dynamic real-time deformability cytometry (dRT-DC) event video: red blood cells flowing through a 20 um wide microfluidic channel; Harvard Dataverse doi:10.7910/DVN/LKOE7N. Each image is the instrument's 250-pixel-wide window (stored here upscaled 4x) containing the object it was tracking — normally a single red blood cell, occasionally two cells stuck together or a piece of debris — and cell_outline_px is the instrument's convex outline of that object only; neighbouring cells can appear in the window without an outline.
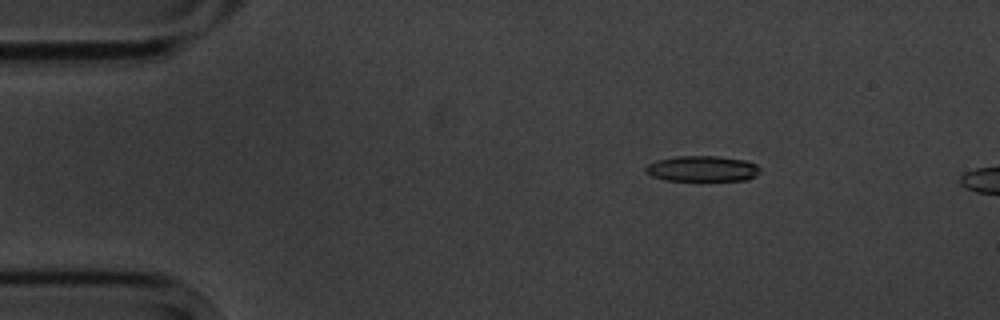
{"species": "common noctule bat (a hibernating species)", "species_latin": "Nyctalus noctula", "temperature_condition": "cold", "stored_images_in_passage": 2, "camera_frame_rate_fps": 3000, "um_per_image_px": 0.085, "animal": {"sex": "male", "body_mass_g": 20.1, "forearm_length_mm": 53.5}, "frame": {"image": 1, "passage_image": 1, "time_ms": 0.0, "image_size_px": [1000, 320], "cell_outline_px": [[760, 172], [756, 176], [744, 180], [664, 180], [652, 176], [644, 172], [644, 168], [648, 164], [656, 160], [676, 156], [716, 156], [744, 160], [756, 164], [760, 168]], "centroid_in_image_um": [59.66, 14.33], "position_along_channel_um": 25.3, "area_um2": 17.11}}